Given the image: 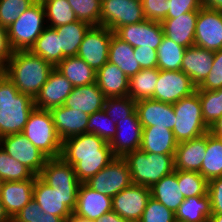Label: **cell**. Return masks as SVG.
Returning <instances> with one entry per match:
<instances>
[{
	"label": "cell",
	"mask_w": 222,
	"mask_h": 222,
	"mask_svg": "<svg viewBox=\"0 0 222 222\" xmlns=\"http://www.w3.org/2000/svg\"><path fill=\"white\" fill-rule=\"evenodd\" d=\"M96 83L106 98L128 96L129 78L110 62L97 71Z\"/></svg>",
	"instance_id": "28"
},
{
	"label": "cell",
	"mask_w": 222,
	"mask_h": 222,
	"mask_svg": "<svg viewBox=\"0 0 222 222\" xmlns=\"http://www.w3.org/2000/svg\"><path fill=\"white\" fill-rule=\"evenodd\" d=\"M198 11H191L174 19L161 22L166 37L180 46L188 48L194 45Z\"/></svg>",
	"instance_id": "25"
},
{
	"label": "cell",
	"mask_w": 222,
	"mask_h": 222,
	"mask_svg": "<svg viewBox=\"0 0 222 222\" xmlns=\"http://www.w3.org/2000/svg\"><path fill=\"white\" fill-rule=\"evenodd\" d=\"M55 68L74 87L96 82L97 72L78 56L64 58Z\"/></svg>",
	"instance_id": "31"
},
{
	"label": "cell",
	"mask_w": 222,
	"mask_h": 222,
	"mask_svg": "<svg viewBox=\"0 0 222 222\" xmlns=\"http://www.w3.org/2000/svg\"><path fill=\"white\" fill-rule=\"evenodd\" d=\"M150 192L153 199L174 213L185 199L178 185L176 170L150 187Z\"/></svg>",
	"instance_id": "29"
},
{
	"label": "cell",
	"mask_w": 222,
	"mask_h": 222,
	"mask_svg": "<svg viewBox=\"0 0 222 222\" xmlns=\"http://www.w3.org/2000/svg\"><path fill=\"white\" fill-rule=\"evenodd\" d=\"M103 110L117 123L136 110V101L129 96L106 98Z\"/></svg>",
	"instance_id": "44"
},
{
	"label": "cell",
	"mask_w": 222,
	"mask_h": 222,
	"mask_svg": "<svg viewBox=\"0 0 222 222\" xmlns=\"http://www.w3.org/2000/svg\"><path fill=\"white\" fill-rule=\"evenodd\" d=\"M110 211H112V197L91 189L85 183H80L76 207L73 211L75 215L96 221Z\"/></svg>",
	"instance_id": "19"
},
{
	"label": "cell",
	"mask_w": 222,
	"mask_h": 222,
	"mask_svg": "<svg viewBox=\"0 0 222 222\" xmlns=\"http://www.w3.org/2000/svg\"><path fill=\"white\" fill-rule=\"evenodd\" d=\"M54 68L51 63L29 50L14 51L5 65L4 74L19 92L35 99Z\"/></svg>",
	"instance_id": "3"
},
{
	"label": "cell",
	"mask_w": 222,
	"mask_h": 222,
	"mask_svg": "<svg viewBox=\"0 0 222 222\" xmlns=\"http://www.w3.org/2000/svg\"><path fill=\"white\" fill-rule=\"evenodd\" d=\"M199 173L210 181L222 176V139L206 133V151Z\"/></svg>",
	"instance_id": "35"
},
{
	"label": "cell",
	"mask_w": 222,
	"mask_h": 222,
	"mask_svg": "<svg viewBox=\"0 0 222 222\" xmlns=\"http://www.w3.org/2000/svg\"><path fill=\"white\" fill-rule=\"evenodd\" d=\"M85 184L99 193L114 197L121 190L130 186L132 181L126 161L123 157H115Z\"/></svg>",
	"instance_id": "9"
},
{
	"label": "cell",
	"mask_w": 222,
	"mask_h": 222,
	"mask_svg": "<svg viewBox=\"0 0 222 222\" xmlns=\"http://www.w3.org/2000/svg\"><path fill=\"white\" fill-rule=\"evenodd\" d=\"M5 66L0 62V78L4 75Z\"/></svg>",
	"instance_id": "61"
},
{
	"label": "cell",
	"mask_w": 222,
	"mask_h": 222,
	"mask_svg": "<svg viewBox=\"0 0 222 222\" xmlns=\"http://www.w3.org/2000/svg\"><path fill=\"white\" fill-rule=\"evenodd\" d=\"M80 185L74 167L61 157L48 158L34 182L33 199L44 213L66 220L74 211Z\"/></svg>",
	"instance_id": "1"
},
{
	"label": "cell",
	"mask_w": 222,
	"mask_h": 222,
	"mask_svg": "<svg viewBox=\"0 0 222 222\" xmlns=\"http://www.w3.org/2000/svg\"><path fill=\"white\" fill-rule=\"evenodd\" d=\"M134 55L141 69L157 67V50L151 48H134Z\"/></svg>",
	"instance_id": "52"
},
{
	"label": "cell",
	"mask_w": 222,
	"mask_h": 222,
	"mask_svg": "<svg viewBox=\"0 0 222 222\" xmlns=\"http://www.w3.org/2000/svg\"><path fill=\"white\" fill-rule=\"evenodd\" d=\"M74 86L54 68L34 99L35 108L51 110L64 104Z\"/></svg>",
	"instance_id": "18"
},
{
	"label": "cell",
	"mask_w": 222,
	"mask_h": 222,
	"mask_svg": "<svg viewBox=\"0 0 222 222\" xmlns=\"http://www.w3.org/2000/svg\"><path fill=\"white\" fill-rule=\"evenodd\" d=\"M60 157L74 167L80 183L88 181L115 158L110 144L91 133L62 141Z\"/></svg>",
	"instance_id": "2"
},
{
	"label": "cell",
	"mask_w": 222,
	"mask_h": 222,
	"mask_svg": "<svg viewBox=\"0 0 222 222\" xmlns=\"http://www.w3.org/2000/svg\"><path fill=\"white\" fill-rule=\"evenodd\" d=\"M201 7V0H168L166 19H174L191 11H199Z\"/></svg>",
	"instance_id": "48"
},
{
	"label": "cell",
	"mask_w": 222,
	"mask_h": 222,
	"mask_svg": "<svg viewBox=\"0 0 222 222\" xmlns=\"http://www.w3.org/2000/svg\"><path fill=\"white\" fill-rule=\"evenodd\" d=\"M159 76V69H141L129 78L128 96L135 101L152 99Z\"/></svg>",
	"instance_id": "36"
},
{
	"label": "cell",
	"mask_w": 222,
	"mask_h": 222,
	"mask_svg": "<svg viewBox=\"0 0 222 222\" xmlns=\"http://www.w3.org/2000/svg\"><path fill=\"white\" fill-rule=\"evenodd\" d=\"M78 20L91 26L101 25L102 0H67Z\"/></svg>",
	"instance_id": "43"
},
{
	"label": "cell",
	"mask_w": 222,
	"mask_h": 222,
	"mask_svg": "<svg viewBox=\"0 0 222 222\" xmlns=\"http://www.w3.org/2000/svg\"><path fill=\"white\" fill-rule=\"evenodd\" d=\"M222 88V49L214 52L212 68L196 90H217Z\"/></svg>",
	"instance_id": "47"
},
{
	"label": "cell",
	"mask_w": 222,
	"mask_h": 222,
	"mask_svg": "<svg viewBox=\"0 0 222 222\" xmlns=\"http://www.w3.org/2000/svg\"><path fill=\"white\" fill-rule=\"evenodd\" d=\"M145 20L142 2L138 0H102L101 26L114 32L128 24Z\"/></svg>",
	"instance_id": "10"
},
{
	"label": "cell",
	"mask_w": 222,
	"mask_h": 222,
	"mask_svg": "<svg viewBox=\"0 0 222 222\" xmlns=\"http://www.w3.org/2000/svg\"><path fill=\"white\" fill-rule=\"evenodd\" d=\"M123 159L129 168L132 184L149 188L175 171L174 155L155 154L137 149L125 154Z\"/></svg>",
	"instance_id": "5"
},
{
	"label": "cell",
	"mask_w": 222,
	"mask_h": 222,
	"mask_svg": "<svg viewBox=\"0 0 222 222\" xmlns=\"http://www.w3.org/2000/svg\"><path fill=\"white\" fill-rule=\"evenodd\" d=\"M47 27L55 28L77 21L67 0H42Z\"/></svg>",
	"instance_id": "38"
},
{
	"label": "cell",
	"mask_w": 222,
	"mask_h": 222,
	"mask_svg": "<svg viewBox=\"0 0 222 222\" xmlns=\"http://www.w3.org/2000/svg\"><path fill=\"white\" fill-rule=\"evenodd\" d=\"M116 132V122L108 117L103 109L89 115L86 133L96 134L98 137L110 143L116 135Z\"/></svg>",
	"instance_id": "42"
},
{
	"label": "cell",
	"mask_w": 222,
	"mask_h": 222,
	"mask_svg": "<svg viewBox=\"0 0 222 222\" xmlns=\"http://www.w3.org/2000/svg\"><path fill=\"white\" fill-rule=\"evenodd\" d=\"M94 222H130L119 216L115 211L107 212Z\"/></svg>",
	"instance_id": "54"
},
{
	"label": "cell",
	"mask_w": 222,
	"mask_h": 222,
	"mask_svg": "<svg viewBox=\"0 0 222 222\" xmlns=\"http://www.w3.org/2000/svg\"><path fill=\"white\" fill-rule=\"evenodd\" d=\"M202 7L222 11V0H201Z\"/></svg>",
	"instance_id": "56"
},
{
	"label": "cell",
	"mask_w": 222,
	"mask_h": 222,
	"mask_svg": "<svg viewBox=\"0 0 222 222\" xmlns=\"http://www.w3.org/2000/svg\"><path fill=\"white\" fill-rule=\"evenodd\" d=\"M29 51L51 63L54 67L62 61L59 37L57 32L50 27L43 30Z\"/></svg>",
	"instance_id": "34"
},
{
	"label": "cell",
	"mask_w": 222,
	"mask_h": 222,
	"mask_svg": "<svg viewBox=\"0 0 222 222\" xmlns=\"http://www.w3.org/2000/svg\"><path fill=\"white\" fill-rule=\"evenodd\" d=\"M0 146L8 155L24 164L37 176L41 173L48 159L22 133L1 137Z\"/></svg>",
	"instance_id": "13"
},
{
	"label": "cell",
	"mask_w": 222,
	"mask_h": 222,
	"mask_svg": "<svg viewBox=\"0 0 222 222\" xmlns=\"http://www.w3.org/2000/svg\"><path fill=\"white\" fill-rule=\"evenodd\" d=\"M114 34L133 48H151L157 50L164 36L161 22L145 19L136 24L117 28Z\"/></svg>",
	"instance_id": "15"
},
{
	"label": "cell",
	"mask_w": 222,
	"mask_h": 222,
	"mask_svg": "<svg viewBox=\"0 0 222 222\" xmlns=\"http://www.w3.org/2000/svg\"><path fill=\"white\" fill-rule=\"evenodd\" d=\"M139 222H176L175 213L150 197Z\"/></svg>",
	"instance_id": "46"
},
{
	"label": "cell",
	"mask_w": 222,
	"mask_h": 222,
	"mask_svg": "<svg viewBox=\"0 0 222 222\" xmlns=\"http://www.w3.org/2000/svg\"><path fill=\"white\" fill-rule=\"evenodd\" d=\"M178 142L173 131L165 127H143L140 148L144 152L175 155Z\"/></svg>",
	"instance_id": "27"
},
{
	"label": "cell",
	"mask_w": 222,
	"mask_h": 222,
	"mask_svg": "<svg viewBox=\"0 0 222 222\" xmlns=\"http://www.w3.org/2000/svg\"><path fill=\"white\" fill-rule=\"evenodd\" d=\"M113 33L105 26H91L84 35L77 56L97 72L108 62L110 40Z\"/></svg>",
	"instance_id": "11"
},
{
	"label": "cell",
	"mask_w": 222,
	"mask_h": 222,
	"mask_svg": "<svg viewBox=\"0 0 222 222\" xmlns=\"http://www.w3.org/2000/svg\"><path fill=\"white\" fill-rule=\"evenodd\" d=\"M35 2L36 0H0V25L7 29Z\"/></svg>",
	"instance_id": "45"
},
{
	"label": "cell",
	"mask_w": 222,
	"mask_h": 222,
	"mask_svg": "<svg viewBox=\"0 0 222 222\" xmlns=\"http://www.w3.org/2000/svg\"><path fill=\"white\" fill-rule=\"evenodd\" d=\"M45 213L38 203L32 199L21 211L12 219V222H42Z\"/></svg>",
	"instance_id": "50"
},
{
	"label": "cell",
	"mask_w": 222,
	"mask_h": 222,
	"mask_svg": "<svg viewBox=\"0 0 222 222\" xmlns=\"http://www.w3.org/2000/svg\"><path fill=\"white\" fill-rule=\"evenodd\" d=\"M207 194L210 198L212 214H222V176L208 181Z\"/></svg>",
	"instance_id": "51"
},
{
	"label": "cell",
	"mask_w": 222,
	"mask_h": 222,
	"mask_svg": "<svg viewBox=\"0 0 222 222\" xmlns=\"http://www.w3.org/2000/svg\"><path fill=\"white\" fill-rule=\"evenodd\" d=\"M199 93L203 121L210 127L222 116V88L217 90H196Z\"/></svg>",
	"instance_id": "39"
},
{
	"label": "cell",
	"mask_w": 222,
	"mask_h": 222,
	"mask_svg": "<svg viewBox=\"0 0 222 222\" xmlns=\"http://www.w3.org/2000/svg\"><path fill=\"white\" fill-rule=\"evenodd\" d=\"M22 134L48 158L60 157V139L49 110L34 108L30 113Z\"/></svg>",
	"instance_id": "7"
},
{
	"label": "cell",
	"mask_w": 222,
	"mask_h": 222,
	"mask_svg": "<svg viewBox=\"0 0 222 222\" xmlns=\"http://www.w3.org/2000/svg\"><path fill=\"white\" fill-rule=\"evenodd\" d=\"M65 222H94V221H90L88 219L85 218H81L77 215H75L74 213H72L66 220Z\"/></svg>",
	"instance_id": "59"
},
{
	"label": "cell",
	"mask_w": 222,
	"mask_h": 222,
	"mask_svg": "<svg viewBox=\"0 0 222 222\" xmlns=\"http://www.w3.org/2000/svg\"><path fill=\"white\" fill-rule=\"evenodd\" d=\"M136 112L142 127H165L173 130L175 112L173 104L143 99L136 101Z\"/></svg>",
	"instance_id": "21"
},
{
	"label": "cell",
	"mask_w": 222,
	"mask_h": 222,
	"mask_svg": "<svg viewBox=\"0 0 222 222\" xmlns=\"http://www.w3.org/2000/svg\"><path fill=\"white\" fill-rule=\"evenodd\" d=\"M90 27L89 23L77 20L73 23L53 28L59 37L62 60L66 57L77 56L79 46Z\"/></svg>",
	"instance_id": "32"
},
{
	"label": "cell",
	"mask_w": 222,
	"mask_h": 222,
	"mask_svg": "<svg viewBox=\"0 0 222 222\" xmlns=\"http://www.w3.org/2000/svg\"><path fill=\"white\" fill-rule=\"evenodd\" d=\"M196 86L183 71L159 70L153 100L174 104L196 92Z\"/></svg>",
	"instance_id": "12"
},
{
	"label": "cell",
	"mask_w": 222,
	"mask_h": 222,
	"mask_svg": "<svg viewBox=\"0 0 222 222\" xmlns=\"http://www.w3.org/2000/svg\"><path fill=\"white\" fill-rule=\"evenodd\" d=\"M206 134L201 137L178 143L175 150V170L199 172L205 157Z\"/></svg>",
	"instance_id": "26"
},
{
	"label": "cell",
	"mask_w": 222,
	"mask_h": 222,
	"mask_svg": "<svg viewBox=\"0 0 222 222\" xmlns=\"http://www.w3.org/2000/svg\"><path fill=\"white\" fill-rule=\"evenodd\" d=\"M46 27L43 4L36 1L6 29L12 51L29 50Z\"/></svg>",
	"instance_id": "6"
},
{
	"label": "cell",
	"mask_w": 222,
	"mask_h": 222,
	"mask_svg": "<svg viewBox=\"0 0 222 222\" xmlns=\"http://www.w3.org/2000/svg\"><path fill=\"white\" fill-rule=\"evenodd\" d=\"M175 117L173 134L178 143L189 141L208 133L209 127L203 121L199 93L182 98L173 104Z\"/></svg>",
	"instance_id": "8"
},
{
	"label": "cell",
	"mask_w": 222,
	"mask_h": 222,
	"mask_svg": "<svg viewBox=\"0 0 222 222\" xmlns=\"http://www.w3.org/2000/svg\"><path fill=\"white\" fill-rule=\"evenodd\" d=\"M145 19L162 22L166 19L168 0H143Z\"/></svg>",
	"instance_id": "49"
},
{
	"label": "cell",
	"mask_w": 222,
	"mask_h": 222,
	"mask_svg": "<svg viewBox=\"0 0 222 222\" xmlns=\"http://www.w3.org/2000/svg\"><path fill=\"white\" fill-rule=\"evenodd\" d=\"M213 61V51L193 45L185 49L180 70L198 87L210 73Z\"/></svg>",
	"instance_id": "22"
},
{
	"label": "cell",
	"mask_w": 222,
	"mask_h": 222,
	"mask_svg": "<svg viewBox=\"0 0 222 222\" xmlns=\"http://www.w3.org/2000/svg\"><path fill=\"white\" fill-rule=\"evenodd\" d=\"M42 222H65V220L62 217L45 213Z\"/></svg>",
	"instance_id": "57"
},
{
	"label": "cell",
	"mask_w": 222,
	"mask_h": 222,
	"mask_svg": "<svg viewBox=\"0 0 222 222\" xmlns=\"http://www.w3.org/2000/svg\"><path fill=\"white\" fill-rule=\"evenodd\" d=\"M108 62L117 65L128 78L141 70L134 55V48L114 33L110 40Z\"/></svg>",
	"instance_id": "30"
},
{
	"label": "cell",
	"mask_w": 222,
	"mask_h": 222,
	"mask_svg": "<svg viewBox=\"0 0 222 222\" xmlns=\"http://www.w3.org/2000/svg\"><path fill=\"white\" fill-rule=\"evenodd\" d=\"M209 222H222V214H212Z\"/></svg>",
	"instance_id": "60"
},
{
	"label": "cell",
	"mask_w": 222,
	"mask_h": 222,
	"mask_svg": "<svg viewBox=\"0 0 222 222\" xmlns=\"http://www.w3.org/2000/svg\"><path fill=\"white\" fill-rule=\"evenodd\" d=\"M34 175L24 164L16 161L0 146V180L2 182L28 180Z\"/></svg>",
	"instance_id": "40"
},
{
	"label": "cell",
	"mask_w": 222,
	"mask_h": 222,
	"mask_svg": "<svg viewBox=\"0 0 222 222\" xmlns=\"http://www.w3.org/2000/svg\"><path fill=\"white\" fill-rule=\"evenodd\" d=\"M194 45L213 52L222 49V11L201 7Z\"/></svg>",
	"instance_id": "16"
},
{
	"label": "cell",
	"mask_w": 222,
	"mask_h": 222,
	"mask_svg": "<svg viewBox=\"0 0 222 222\" xmlns=\"http://www.w3.org/2000/svg\"><path fill=\"white\" fill-rule=\"evenodd\" d=\"M116 129V135L109 143L115 157H123L140 148L143 127L136 110L129 117L118 121Z\"/></svg>",
	"instance_id": "17"
},
{
	"label": "cell",
	"mask_w": 222,
	"mask_h": 222,
	"mask_svg": "<svg viewBox=\"0 0 222 222\" xmlns=\"http://www.w3.org/2000/svg\"><path fill=\"white\" fill-rule=\"evenodd\" d=\"M185 49L164 35L157 48V68L166 71L180 70Z\"/></svg>",
	"instance_id": "37"
},
{
	"label": "cell",
	"mask_w": 222,
	"mask_h": 222,
	"mask_svg": "<svg viewBox=\"0 0 222 222\" xmlns=\"http://www.w3.org/2000/svg\"><path fill=\"white\" fill-rule=\"evenodd\" d=\"M176 176L185 199L207 195L208 181L199 172L176 170Z\"/></svg>",
	"instance_id": "41"
},
{
	"label": "cell",
	"mask_w": 222,
	"mask_h": 222,
	"mask_svg": "<svg viewBox=\"0 0 222 222\" xmlns=\"http://www.w3.org/2000/svg\"><path fill=\"white\" fill-rule=\"evenodd\" d=\"M34 108V99L19 92L4 74L0 78V138L22 133Z\"/></svg>",
	"instance_id": "4"
},
{
	"label": "cell",
	"mask_w": 222,
	"mask_h": 222,
	"mask_svg": "<svg viewBox=\"0 0 222 222\" xmlns=\"http://www.w3.org/2000/svg\"><path fill=\"white\" fill-rule=\"evenodd\" d=\"M105 100V95L95 82L74 87L63 105L90 115L96 111L102 110Z\"/></svg>",
	"instance_id": "24"
},
{
	"label": "cell",
	"mask_w": 222,
	"mask_h": 222,
	"mask_svg": "<svg viewBox=\"0 0 222 222\" xmlns=\"http://www.w3.org/2000/svg\"><path fill=\"white\" fill-rule=\"evenodd\" d=\"M12 49L10 47L7 30L0 25V62L5 66L12 56Z\"/></svg>",
	"instance_id": "53"
},
{
	"label": "cell",
	"mask_w": 222,
	"mask_h": 222,
	"mask_svg": "<svg viewBox=\"0 0 222 222\" xmlns=\"http://www.w3.org/2000/svg\"><path fill=\"white\" fill-rule=\"evenodd\" d=\"M54 127L62 141L83 133L89 122V114L61 105L50 110Z\"/></svg>",
	"instance_id": "23"
},
{
	"label": "cell",
	"mask_w": 222,
	"mask_h": 222,
	"mask_svg": "<svg viewBox=\"0 0 222 222\" xmlns=\"http://www.w3.org/2000/svg\"><path fill=\"white\" fill-rule=\"evenodd\" d=\"M208 132L213 136L222 139V116L217 119L210 127Z\"/></svg>",
	"instance_id": "55"
},
{
	"label": "cell",
	"mask_w": 222,
	"mask_h": 222,
	"mask_svg": "<svg viewBox=\"0 0 222 222\" xmlns=\"http://www.w3.org/2000/svg\"><path fill=\"white\" fill-rule=\"evenodd\" d=\"M35 179L36 175L28 180L2 182L0 199L5 211L11 219L33 199Z\"/></svg>",
	"instance_id": "20"
},
{
	"label": "cell",
	"mask_w": 222,
	"mask_h": 222,
	"mask_svg": "<svg viewBox=\"0 0 222 222\" xmlns=\"http://www.w3.org/2000/svg\"><path fill=\"white\" fill-rule=\"evenodd\" d=\"M211 215L208 194L184 199L175 213L176 222H209Z\"/></svg>",
	"instance_id": "33"
},
{
	"label": "cell",
	"mask_w": 222,
	"mask_h": 222,
	"mask_svg": "<svg viewBox=\"0 0 222 222\" xmlns=\"http://www.w3.org/2000/svg\"><path fill=\"white\" fill-rule=\"evenodd\" d=\"M149 187L131 184L112 197V210L130 222H139L148 200Z\"/></svg>",
	"instance_id": "14"
},
{
	"label": "cell",
	"mask_w": 222,
	"mask_h": 222,
	"mask_svg": "<svg viewBox=\"0 0 222 222\" xmlns=\"http://www.w3.org/2000/svg\"><path fill=\"white\" fill-rule=\"evenodd\" d=\"M0 222H12L0 199Z\"/></svg>",
	"instance_id": "58"
}]
</instances>
